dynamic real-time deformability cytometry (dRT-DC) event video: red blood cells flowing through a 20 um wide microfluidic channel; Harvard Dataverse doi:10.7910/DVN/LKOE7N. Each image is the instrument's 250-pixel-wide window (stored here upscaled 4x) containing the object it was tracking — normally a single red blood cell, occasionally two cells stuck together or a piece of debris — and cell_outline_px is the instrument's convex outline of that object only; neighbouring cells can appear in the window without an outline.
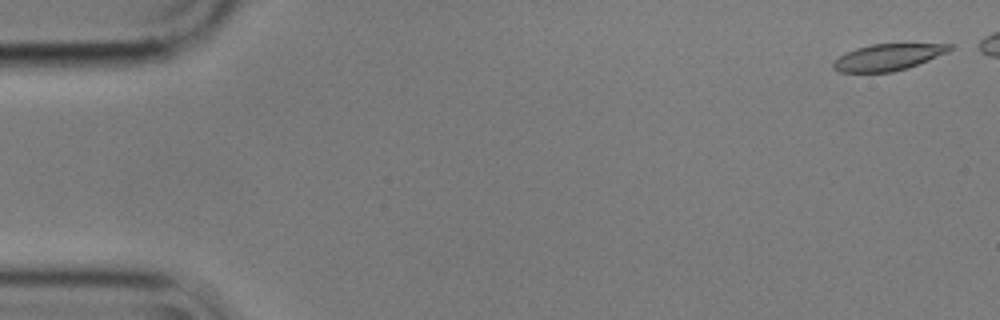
{"species": "common noctule bat (a hibernating species)", "species_latin": "Nyctalus noctula", "temperature_condition": "cold", "stored_images_in_passage": 49, "camera_frame_rate_fps": 3000, "um_per_image_px": 0.085, "animal": {"sex": "male", "body_mass_g": 17.9}, "frame": {"image": 1, "passage_image": 2, "time_ms": 0.333, "image_size_px": [1000, 320], "cell_outline_px": [[952, 48], [948, 52], [908, 68], [892, 72], [840, 72], [832, 68], [832, 64], [840, 56], [856, 48], [872, 44], [952, 44]], "centroid_in_image_um": [75.48, 4.86], "position_along_channel_um": 9.5, "area_um2": 17.74}}
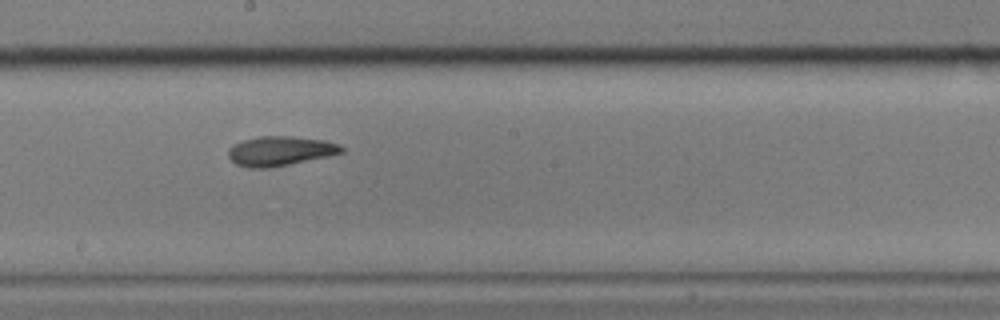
{"frame": {"image": 2, "passage_image": 31, "time_ms": 10.0, "image_size_px": [1000, 320], "cell_outline_px": [[344, 152], [328, 156], [272, 168], [248, 168], [236, 164], [228, 156], [228, 148], [232, 144], [244, 140], [260, 136], [292, 136], [324, 140], [340, 144], [344, 148]], "centroid_in_image_um": [23.81, 12.84], "position_along_channel_um": 224.4, "area_um2": 19.65}}
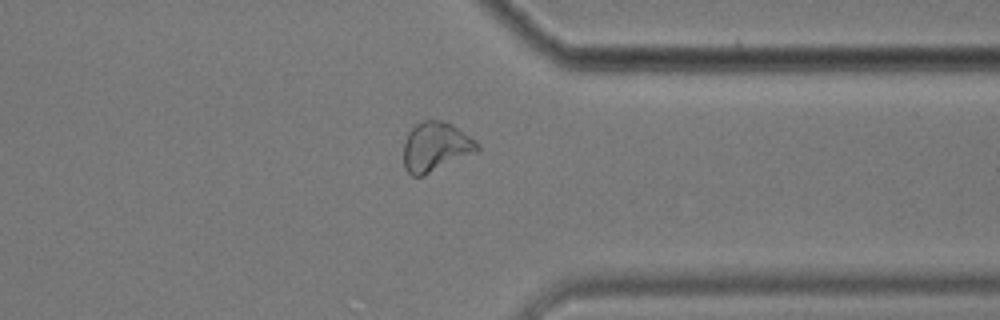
{"frame": {"image": 3, "passage_image": 44, "time_ms": 14.333, "image_size_px": [1000, 320], "cell_outline_px": [[480, 148], [476, 152], [424, 176], [412, 176], [404, 168], [404, 140], [408, 132], [416, 124], [424, 120], [440, 120], [452, 124], [476, 140], [480, 144]], "centroid_in_image_um": [37.03, 12.48], "position_along_channel_um": 374.4, "area_um2": 21.33}}